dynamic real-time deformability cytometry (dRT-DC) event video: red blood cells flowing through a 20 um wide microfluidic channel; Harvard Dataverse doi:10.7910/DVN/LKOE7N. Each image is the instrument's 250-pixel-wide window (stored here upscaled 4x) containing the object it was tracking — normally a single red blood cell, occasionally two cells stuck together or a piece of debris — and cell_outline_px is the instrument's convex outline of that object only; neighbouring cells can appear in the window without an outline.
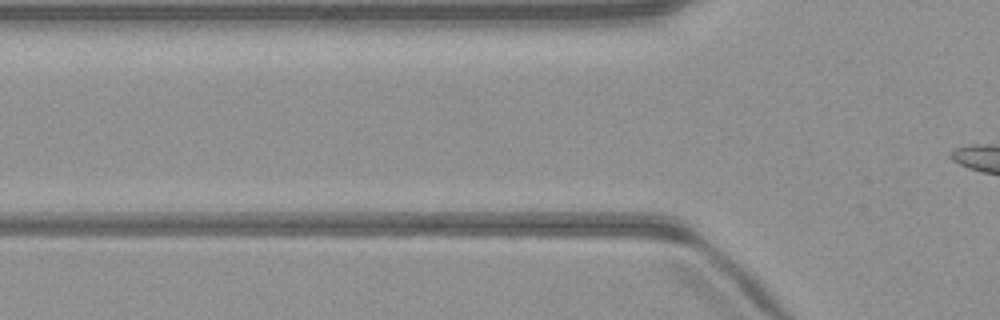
{"species": "common noctule bat (a hibernating species)", "species_latin": "Nyctalus noctula", "temperature_condition": "warm", "stored_images_in_passage": 3, "camera_frame_rate_fps": 3000, "um_per_image_px": 0.085, "animal": {"sex": "male", "body_mass_g": 23.1, "forearm_length_mm": 52.7}, "frame": {"image": 1, "passage_image": 2, "time_ms": 0.333, "image_size_px": [1000, 320], "cell_outline_px": [[700, 276], [556, 260], [552, 256], [576, 252], [676, 256], [688, 260], [700, 272]], "centroid_in_image_um": [53.89, 22.26], "position_along_channel_um": 71.9, "area_um2": 13.29}}